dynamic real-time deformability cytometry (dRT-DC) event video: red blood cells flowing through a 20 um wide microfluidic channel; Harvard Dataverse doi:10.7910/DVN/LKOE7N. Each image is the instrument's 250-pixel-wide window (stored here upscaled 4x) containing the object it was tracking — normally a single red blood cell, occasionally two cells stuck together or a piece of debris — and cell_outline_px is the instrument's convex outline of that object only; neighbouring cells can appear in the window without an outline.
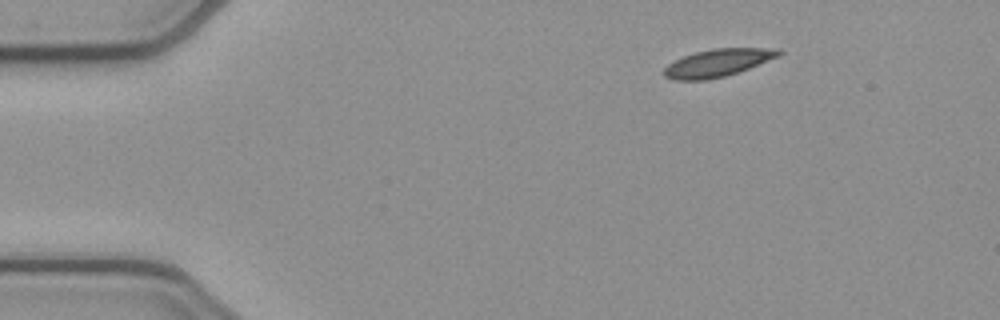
{"species": "common noctule bat (a hibernating species)", "species_latin": "Nyctalus noctula", "temperature_condition": "cold", "stored_images_in_passage": 46, "camera_frame_rate_fps": 3000, "um_per_image_px": 0.085, "animal": {"sex": "female", "body_mass_g": 21.9}, "frame": {"image": 1, "passage_image": 1, "time_ms": 0.0, "image_size_px": [1000, 320], "cell_outline_px": [[784, 52], [780, 56], [748, 68], [724, 76], [708, 80], [672, 80], [664, 76], [660, 72], [668, 64], [684, 56], [696, 52], [712, 48], [780, 48]], "centroid_in_image_um": [61.0, 5.34], "position_along_channel_um": 24.0, "area_um2": 18.5}}
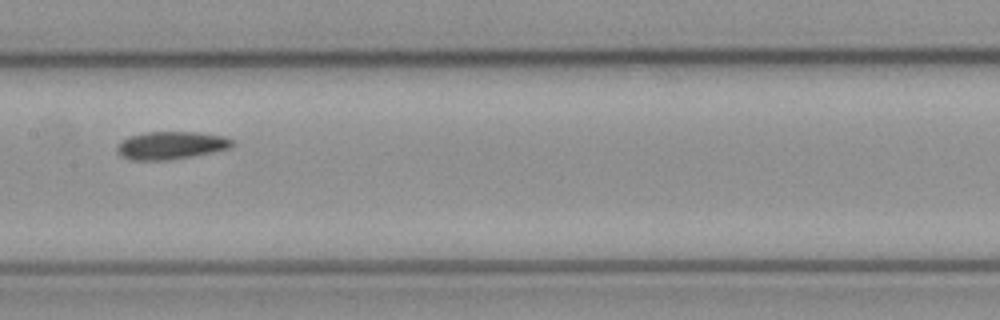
{"frame": {"image": 2, "passage_image": 20, "time_ms": 6.333, "image_size_px": [1000, 320], "cell_outline_px": [[236, 144], [232, 148], [192, 156], [168, 160], [128, 160], [120, 156], [116, 152], [116, 148], [120, 140], [128, 136], [148, 132], [196, 132], [224, 136], [232, 140]], "centroid_in_image_um": [14.5, 12.36], "position_along_channel_um": 192.9, "area_um2": 18.9}}
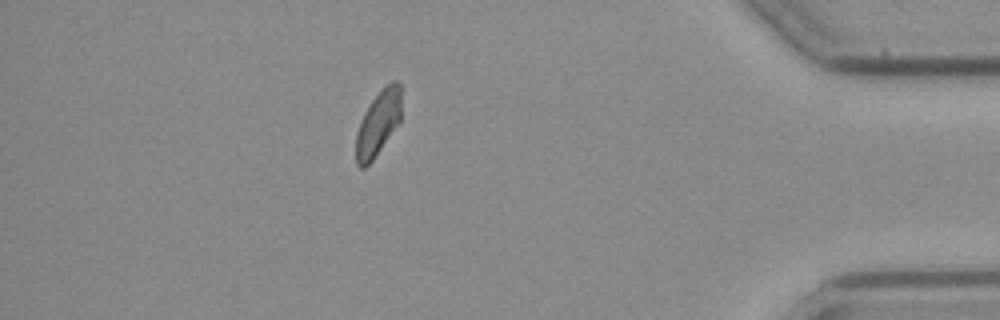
{"frame": {"image": 3, "passage_image": 40, "time_ms": 13.0, "image_size_px": [1000, 320], "cell_outline_px": [[400, 120], [372, 160], [364, 168], [360, 168], [356, 164], [356, 132], [360, 120], [364, 112], [372, 100], [384, 84], [392, 80], [396, 80], [400, 84]], "centroid_in_image_um": [32.12, 10.43], "position_along_channel_um": 403.1, "area_um2": 16.94}, "authors_computed_cell_mechanics": {"area_um2": 18.3226, "velocity_mm_per_s": 3.842, "shape_relaxation_time_tau1_ms": null, "shape_relaxation_time_tau2_ms": 8.1962, "deformation_change_tau1": null, "deformation_change_tau2": 0.1108}}